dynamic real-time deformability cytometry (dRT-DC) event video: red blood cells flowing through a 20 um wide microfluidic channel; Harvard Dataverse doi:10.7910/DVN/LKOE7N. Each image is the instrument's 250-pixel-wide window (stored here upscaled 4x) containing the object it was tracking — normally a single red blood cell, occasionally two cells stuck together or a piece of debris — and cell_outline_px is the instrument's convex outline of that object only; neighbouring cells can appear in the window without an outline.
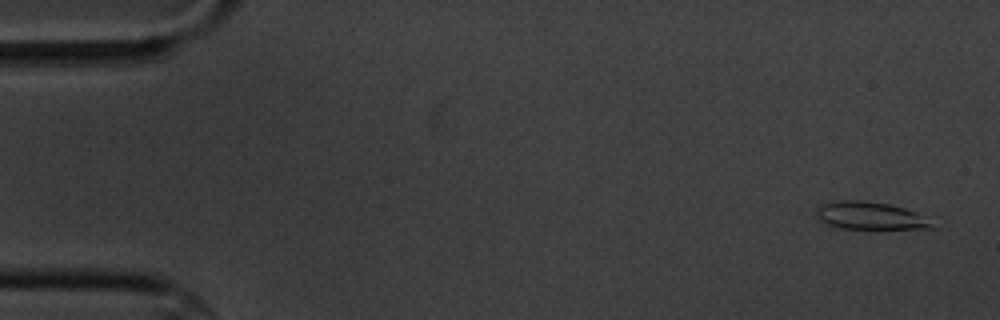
{"species": "common noctule bat (a hibernating species)", "species_latin": "Nyctalus noctula", "temperature_condition": "cold", "stored_images_in_passage": 4, "camera_frame_rate_fps": 3000, "um_per_image_px": 0.085, "animal": {"sex": "male", "body_mass_g": 20.1, "forearm_length_mm": 53.5}, "frame": {"image": 1, "passage_image": 1, "time_ms": 0.0, "image_size_px": [1000, 320], "cell_outline_px": [[936, 228], [840, 228], [824, 224], [816, 216], [816, 208], [824, 204], [844, 200], [864, 200], [888, 204], [904, 208], [916, 212]], "centroid_in_image_um": [73.88, 18.33], "position_along_channel_um": 11.1, "area_um2": 18.15}}